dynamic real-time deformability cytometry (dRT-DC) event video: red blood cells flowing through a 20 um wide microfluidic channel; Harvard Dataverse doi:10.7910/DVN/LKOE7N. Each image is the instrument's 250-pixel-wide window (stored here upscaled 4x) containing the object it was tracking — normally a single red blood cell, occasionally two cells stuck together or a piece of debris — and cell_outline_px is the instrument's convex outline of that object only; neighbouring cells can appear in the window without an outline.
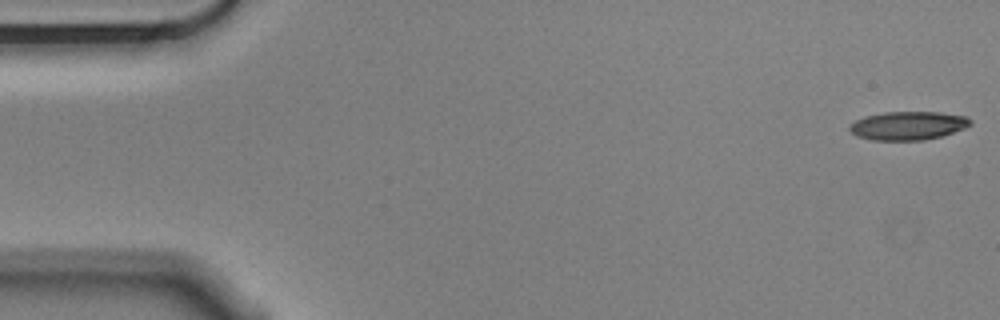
{"species": "Egyptian fruit bat (a non-hibernating species)", "species_latin": "Rousettus aegyptiacus", "temperature_condition": "cold", "stored_images_in_passage": 56, "camera_frame_rate_fps": 3000, "um_per_image_px": 0.085, "animal": {"sex": "male"}, "frame": {"image": 1, "passage_image": 1, "time_ms": 0.0, "image_size_px": [1000, 320], "cell_outline_px": [[972, 124], [964, 128], [940, 136], [924, 140], [872, 140], [856, 136], [848, 128], [856, 120], [864, 116], [884, 112], [940, 112], [968, 116], [972, 120]], "centroid_in_image_um": [77.2, 10.67], "position_along_channel_um": 7.8, "area_um2": 20.06}}
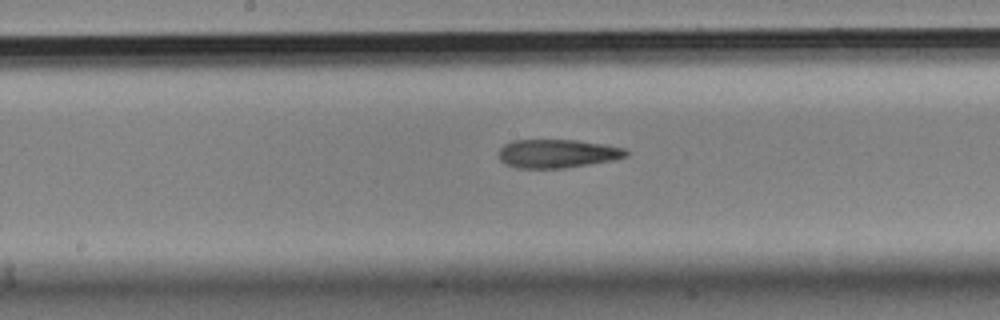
{"frame": {"image": 2, "passage_image": 28, "time_ms": 9.0, "image_size_px": [1000, 320], "cell_outline_px": [[628, 156], [612, 160], [564, 168], [516, 168], [504, 164], [500, 160], [496, 152], [504, 144], [512, 140], [576, 140], [604, 144], [624, 148], [628, 152]], "centroid_in_image_um": [47.31, 13.05], "position_along_channel_um": 200.9, "area_um2": 21.33}}
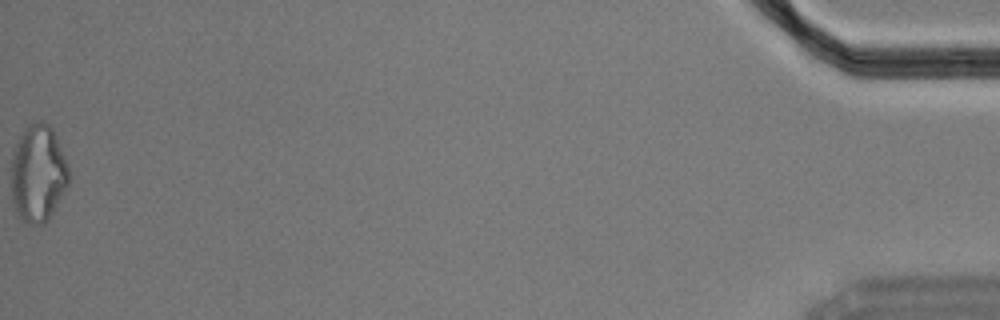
{"frame": {"image": 3, "passage_image": 56, "time_ms": 18.333, "image_size_px": [1000, 320], "cell_outline_px": [[68, 184], [48, 220], [44, 224], [28, 224], [16, 212], [12, 200], [12, 148], [24, 128], [32, 120], [40, 120], [48, 124], [52, 128], [56, 136], [68, 164]], "centroid_in_image_um": [3.22, 14.69], "position_along_channel_um": 432.0, "area_um2": 32.77}, "authors_computed_cell_mechanics": {"area_um2": 21.6172, "velocity_mm_per_s": 3.5638, "shape_relaxation_time_tau1_ms": null, "shape_relaxation_time_tau2_ms": 2.5692, "deformation_change_tau1": null, "deformation_change_tau2": 0.1267}}